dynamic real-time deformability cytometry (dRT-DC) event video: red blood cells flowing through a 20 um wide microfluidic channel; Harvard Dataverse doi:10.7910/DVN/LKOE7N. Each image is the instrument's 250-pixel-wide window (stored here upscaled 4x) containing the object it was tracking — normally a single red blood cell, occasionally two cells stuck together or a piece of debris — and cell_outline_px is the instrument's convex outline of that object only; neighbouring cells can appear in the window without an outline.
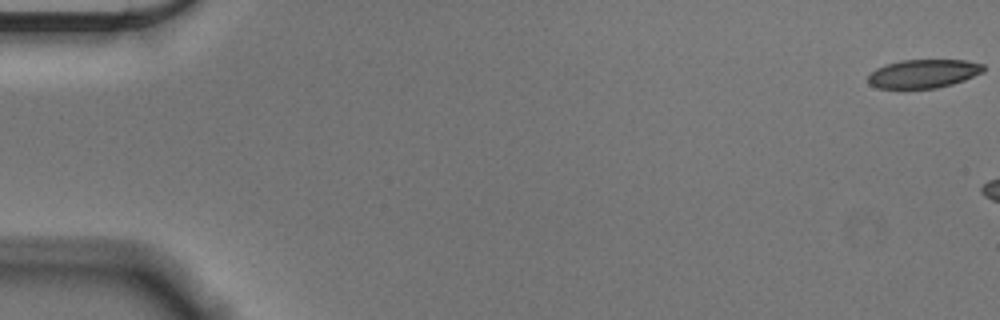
{"species": "Egyptian fruit bat (a non-hibernating species)", "species_latin": "Rousettus aegyptiacus", "temperature_condition": "cold", "stored_images_in_passage": 7, "camera_frame_rate_fps": 3000, "um_per_image_px": 0.085, "animal": {"sex": "male"}, "frame": {"image": 1, "passage_image": 1, "time_ms": 0.0, "image_size_px": [1000, 320], "cell_outline_px": [[984, 72], [964, 80], [952, 84], [936, 88], [876, 88], [868, 84], [868, 76], [876, 68], [900, 60], [968, 60], [984, 64]], "centroid_in_image_um": [78.51, 6.26], "position_along_channel_um": 6.5, "area_um2": 19.25}}